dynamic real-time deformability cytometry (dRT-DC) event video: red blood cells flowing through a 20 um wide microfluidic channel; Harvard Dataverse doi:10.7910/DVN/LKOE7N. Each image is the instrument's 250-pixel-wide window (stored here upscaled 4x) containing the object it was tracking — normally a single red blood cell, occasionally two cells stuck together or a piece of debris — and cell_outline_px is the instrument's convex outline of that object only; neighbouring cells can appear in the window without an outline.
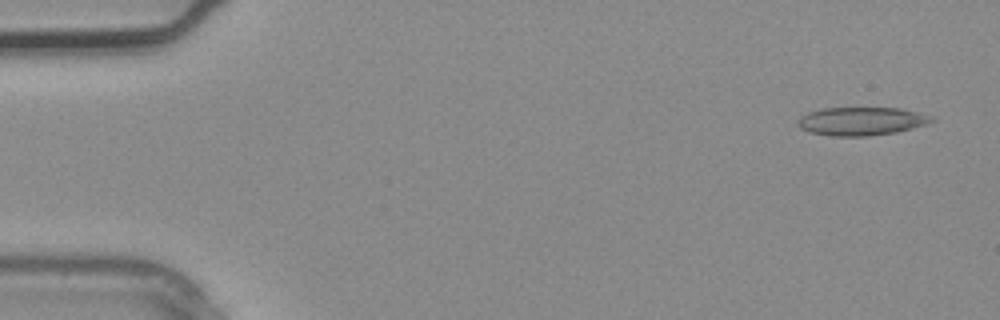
{"species": "common noctule bat (a hibernating species)", "species_latin": "Nyctalus noctula", "temperature_condition": "warm", "stored_images_in_passage": 2, "camera_frame_rate_fps": 3000, "um_per_image_px": 0.085, "animal": {"sex": "male", "body_mass_g": 20.4}, "frame": {"image": 1, "passage_image": 2, "time_ms": 0.333, "image_size_px": [1000, 320], "cell_outline_px": [[936, 120], [912, 128], [896, 132], [868, 136], [832, 136], [812, 132], [800, 128], [796, 124], [800, 116], [808, 112], [824, 108], [900, 108], [932, 116]], "centroid_in_image_um": [73.19, 10.3], "position_along_channel_um": 11.8, "area_um2": 21.91}}